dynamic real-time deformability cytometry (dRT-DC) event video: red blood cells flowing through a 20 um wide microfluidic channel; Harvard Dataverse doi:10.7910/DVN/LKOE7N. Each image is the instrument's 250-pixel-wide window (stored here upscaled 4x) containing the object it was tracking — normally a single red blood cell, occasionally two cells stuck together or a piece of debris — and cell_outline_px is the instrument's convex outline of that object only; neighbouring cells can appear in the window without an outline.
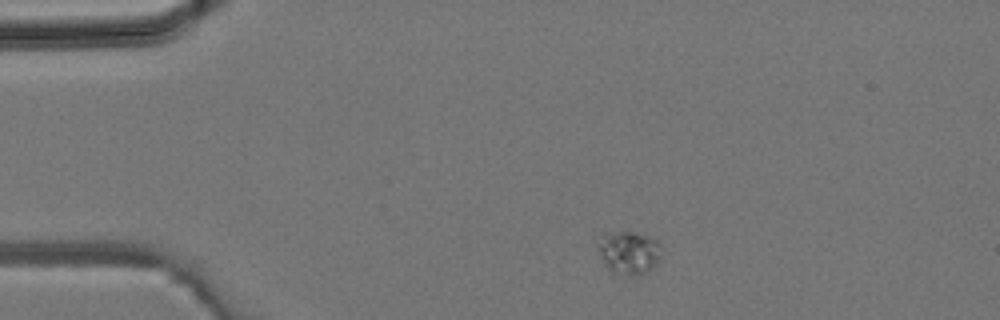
{"species": "common noctule bat (a hibernating species)", "species_latin": "Nyctalus noctula", "temperature_condition": "room temperature", "stored_images_in_passage": 1, "camera_frame_rate_fps": 3000, "um_per_image_px": 0.085, "animal": {"sex": "male", "body_mass_g": 19.2, "forearm_length_mm": 51.8}, "frame": {"image": 1, "passage_image": 1, "time_ms": 0.0, "image_size_px": [1000, 320], "cell_outline_px": [[660, 256], [652, 268], [648, 272], [640, 276], [628, 276], [612, 272], [604, 264], [596, 244], [604, 232], [632, 232], [648, 236], [656, 240], [660, 244]], "centroid_in_image_um": [53.43, 21.48], "position_along_channel_um": 31.6, "area_um2": 16.07}}